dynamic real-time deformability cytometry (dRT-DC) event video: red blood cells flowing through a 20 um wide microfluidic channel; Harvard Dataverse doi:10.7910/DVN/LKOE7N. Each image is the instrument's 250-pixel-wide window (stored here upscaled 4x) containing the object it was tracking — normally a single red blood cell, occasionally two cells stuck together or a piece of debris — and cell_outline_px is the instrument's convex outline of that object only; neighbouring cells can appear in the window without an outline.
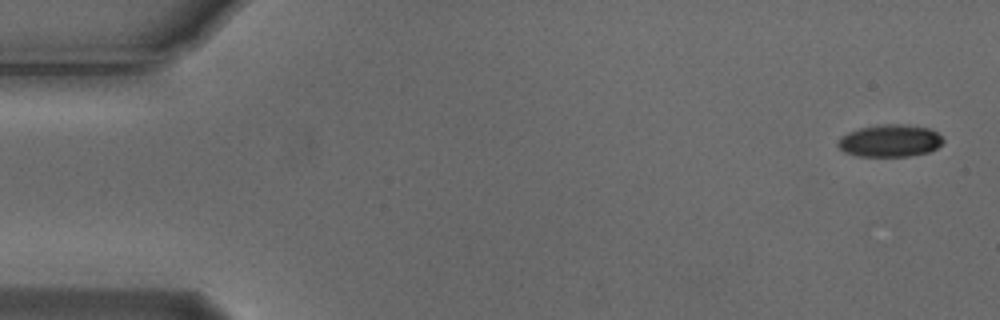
{"species": "Egyptian fruit bat (a non-hibernating species)", "species_latin": "Rousettus aegyptiacus", "temperature_condition": "cold", "stored_images_in_passage": 5, "camera_frame_rate_fps": 3000, "um_per_image_px": 0.085, "animal": {"sex": "male"}, "frame": {"image": 1, "passage_image": 1, "time_ms": 0.0, "image_size_px": [1000, 320], "cell_outline_px": [[944, 140], [936, 148], [928, 152], [908, 156], [856, 156], [844, 152], [836, 144], [840, 136], [848, 132], [860, 128], [888, 124], [900, 124], [928, 128], [936, 132]], "centroid_in_image_um": [75.6, 11.97], "position_along_channel_um": 9.4, "area_um2": 19.59}}
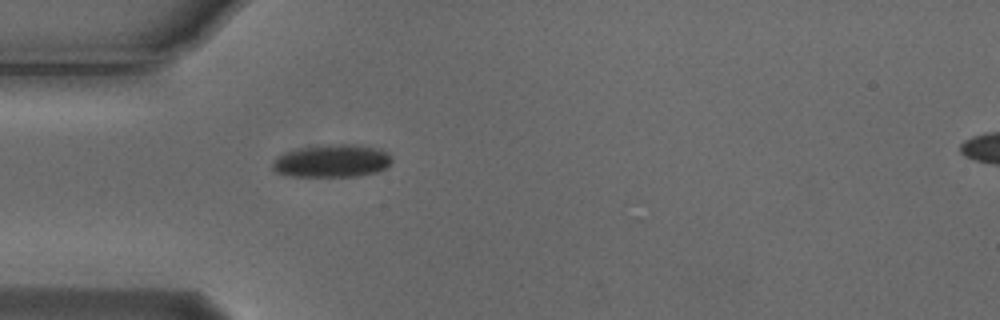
{"frame": {"image": 2, "passage_image": 5, "time_ms": 1.333, "image_size_px": [1000, 320], "cell_outline_px": [[392, 160], [384, 168], [376, 172], [360, 176], [288, 176], [276, 172], [272, 168], [272, 160], [288, 152], [300, 148], [328, 144], [352, 144], [376, 148], [388, 152]], "centroid_in_image_um": [28.21, 13.68], "position_along_channel_um": 56.8, "area_um2": 22.6}}